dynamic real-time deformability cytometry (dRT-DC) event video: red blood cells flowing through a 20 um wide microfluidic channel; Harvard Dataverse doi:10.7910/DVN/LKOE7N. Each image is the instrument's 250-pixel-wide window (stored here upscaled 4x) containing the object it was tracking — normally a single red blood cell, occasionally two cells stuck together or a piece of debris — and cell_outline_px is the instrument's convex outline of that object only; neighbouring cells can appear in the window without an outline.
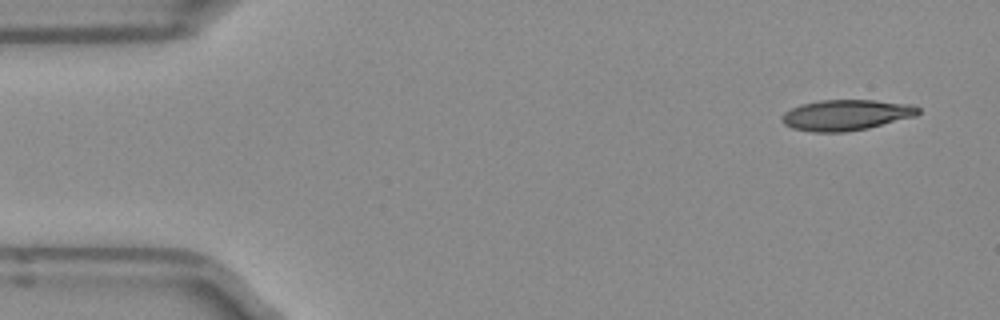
{"species": "Egyptian fruit bat (a non-hibernating species)", "species_latin": "Rousettus aegyptiacus", "temperature_condition": "room temperature", "stored_images_in_passage": 4, "camera_frame_rate_fps": 3000, "um_per_image_px": 0.085, "frame": {"image": 1, "passage_image": 1, "time_ms": 0.0, "image_size_px": [1000, 320], "cell_outline_px": [[920, 112], [916, 116], [868, 128], [844, 132], [812, 132], [792, 128], [784, 124], [780, 120], [780, 116], [784, 112], [800, 104], [820, 100], [876, 100], [908, 104], [920, 108]], "centroid_in_image_um": [71.88, 9.78], "position_along_channel_um": 13.1, "area_um2": 24.51}}
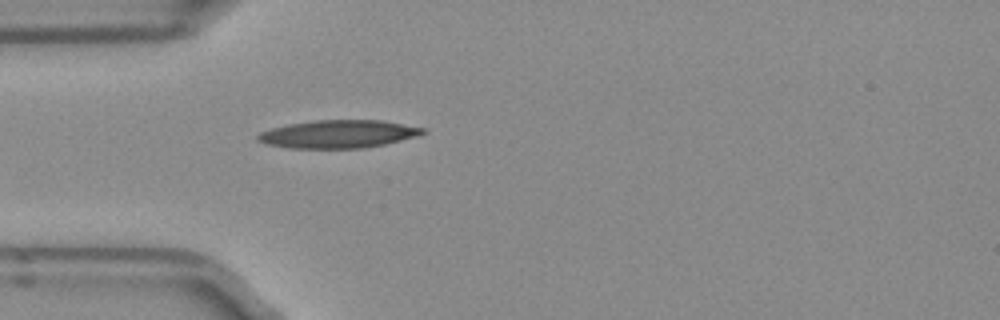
{"frame": {"image": 2, "passage_image": 4, "time_ms": 1.0, "image_size_px": [1000, 320], "cell_outline_px": [[428, 132], [416, 136], [384, 144], [364, 148], [292, 148], [268, 144], [256, 140], [256, 136], [260, 132], [272, 128], [288, 124], [312, 120], [380, 120], [424, 128]], "centroid_in_image_um": [28.74, 11.39], "position_along_channel_um": 56.3, "area_um2": 26.7}}